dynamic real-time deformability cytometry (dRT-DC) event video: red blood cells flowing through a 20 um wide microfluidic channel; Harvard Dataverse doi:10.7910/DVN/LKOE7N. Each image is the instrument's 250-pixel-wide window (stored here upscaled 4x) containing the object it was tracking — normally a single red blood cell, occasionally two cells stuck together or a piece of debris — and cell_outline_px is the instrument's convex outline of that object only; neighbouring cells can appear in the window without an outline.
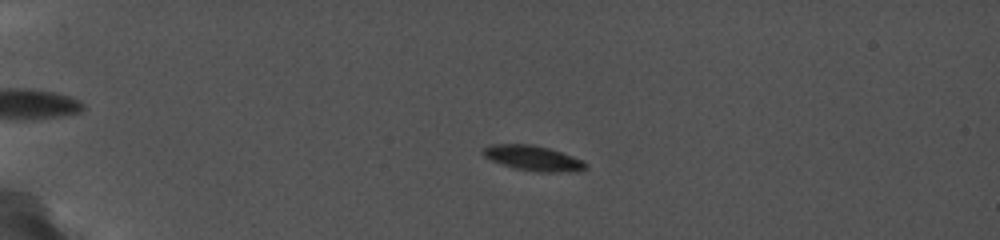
{"species": "common noctule bat (a hibernating species)", "species_latin": "Nyctalus noctula", "temperature_condition": "cold", "stored_images_in_passage": 14, "camera_frame_rate_fps": 5000, "um_per_image_px": 0.085, "animal": {"sex": "female", "body_mass_g": 19.0, "forearm_length_mm": 56.7}, "frame": {"image": 1, "passage_image": 5, "time_ms": 3.8, "image_size_px": [1000, 240], "cell_outline_px": [[588, 168], [580, 172], [536, 172], [512, 168], [500, 164], [484, 156], [480, 152], [484, 148], [492, 144], [532, 144], [548, 148], [560, 152], [580, 160], [588, 164]], "centroid_in_image_um": [45.31, 13.46], "position_along_channel_um": 39.7, "area_um2": 15.14}}
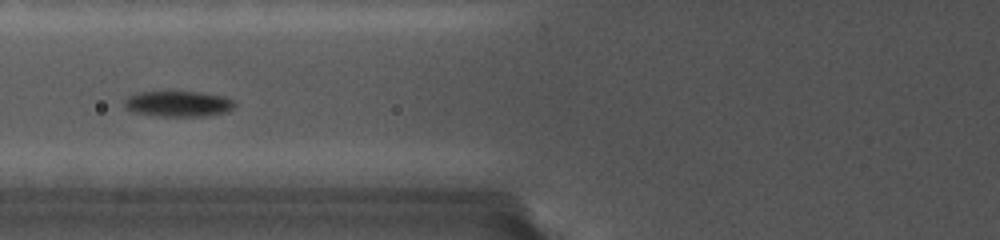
{"frame": {"image": 2, "passage_image": 10, "time_ms": 7.4, "image_size_px": [1000, 240], "cell_outline_px": [[236, 104], [232, 108], [224, 112], [204, 116], [160, 116], [132, 112], [124, 108], [124, 100], [128, 96], [140, 92], [196, 92], [220, 96], [232, 100]], "centroid_in_image_um": [15.08, 8.83], "position_along_channel_um": 110.7, "area_um2": 16.24}}